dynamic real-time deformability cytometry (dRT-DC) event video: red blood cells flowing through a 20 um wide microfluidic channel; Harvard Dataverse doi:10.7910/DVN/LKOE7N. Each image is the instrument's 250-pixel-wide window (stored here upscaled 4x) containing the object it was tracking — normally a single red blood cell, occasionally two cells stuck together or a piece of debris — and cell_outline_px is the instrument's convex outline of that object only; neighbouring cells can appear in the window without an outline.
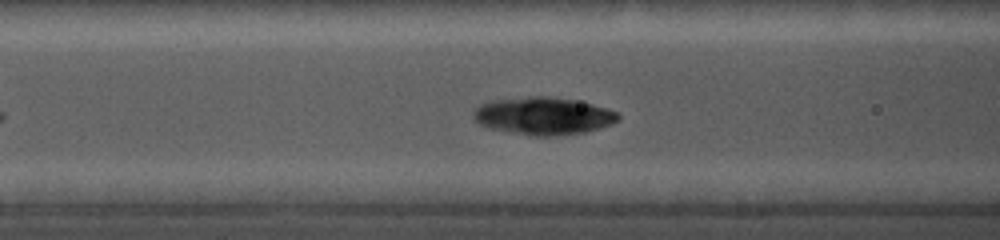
{"species": "common noctule bat (a hibernating species)", "species_latin": "Nyctalus noctula", "temperature_condition": "cold", "stored_images_in_passage": 29, "camera_frame_rate_fps": 5000, "um_per_image_px": 0.085, "animal": {"sex": "female", "body_mass_g": 19.0, "forearm_length_mm": 56.7}, "frame": {"image": 1, "passage_image": 9, "time_ms": 3.4, "image_size_px": [1000, 240], "cell_outline_px": [[620, 116], [612, 124], [584, 132], [552, 136], [536, 136], [488, 128], [480, 124], [472, 116], [472, 112], [480, 104], [492, 100], [532, 96], [548, 96], [576, 100], [592, 104], [616, 112]], "centroid_in_image_um": [46.14, 9.84], "position_along_channel_um": 120.5, "area_um2": 31.39}}
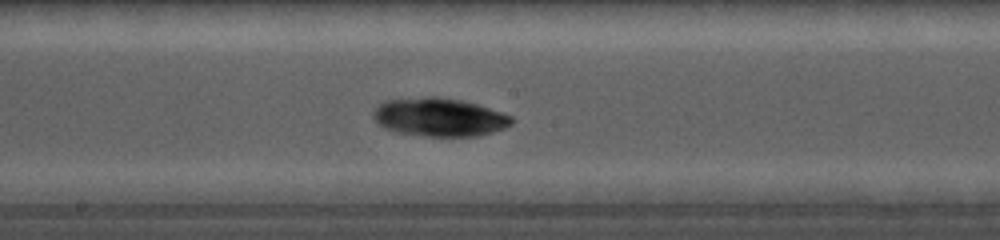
{"frame": {"image": 2, "passage_image": 15, "time_ms": 5.8, "image_size_px": [1000, 240], "cell_outline_px": [[512, 124], [504, 128], [492, 132], [476, 136], [424, 136], [396, 132], [384, 128], [372, 116], [372, 112], [384, 100], [428, 96], [436, 96], [460, 100], [476, 104], [512, 116]], "centroid_in_image_um": [37.31, 9.96], "position_along_channel_um": 210.9, "area_um2": 30.81}}
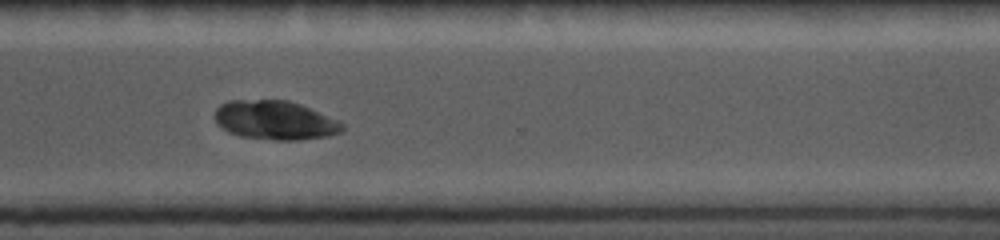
{"frame": {"image": 3, "passage_image": 23, "time_ms": 9.4, "image_size_px": [1000, 240], "cell_outline_px": [[344, 128], [340, 132], [328, 136], [296, 140], [272, 140], [240, 136], [228, 132], [216, 120], [216, 108], [220, 104], [228, 100], [288, 100], [300, 104], [340, 120], [344, 124]], "centroid_in_image_um": [23.41, 10.21], "position_along_channel_um": 347.2, "area_um2": 28.96}}